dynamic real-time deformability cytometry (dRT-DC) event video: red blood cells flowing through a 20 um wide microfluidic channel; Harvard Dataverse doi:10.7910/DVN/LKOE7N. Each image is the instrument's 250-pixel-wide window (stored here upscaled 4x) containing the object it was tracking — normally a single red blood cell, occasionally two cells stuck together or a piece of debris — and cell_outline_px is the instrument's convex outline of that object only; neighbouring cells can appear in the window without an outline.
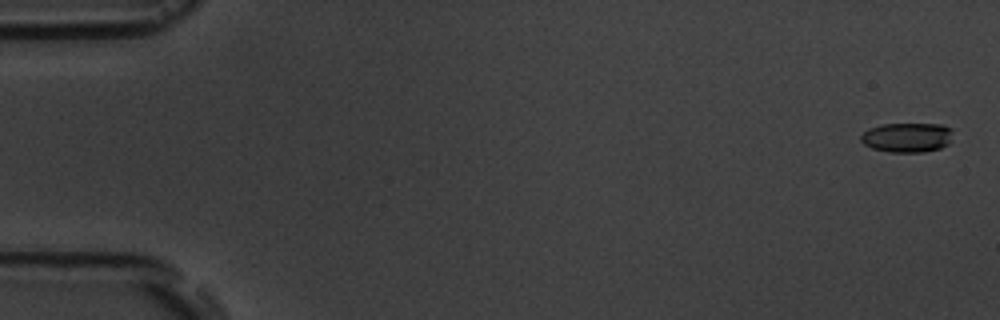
{"species": "common noctule bat (a hibernating species)", "species_latin": "Nyctalus noctula", "temperature_condition": "room temperature", "stored_images_in_passage": 9, "camera_frame_rate_fps": 3000, "um_per_image_px": 0.085, "animal": {"sex": "male", "body_mass_g": 19.5, "forearm_length_mm": 54.6}, "frame": {"image": 1, "passage_image": 1, "time_ms": 0.0, "image_size_px": [1000, 320], "cell_outline_px": [[952, 128], [948, 144], [940, 148], [924, 152], [888, 152], [872, 148], [864, 144], [860, 140], [860, 136], [868, 128], [880, 124], [944, 124]], "centroid_in_image_um": [77.08, 11.67], "position_along_channel_um": 7.9, "area_um2": 15.95}}
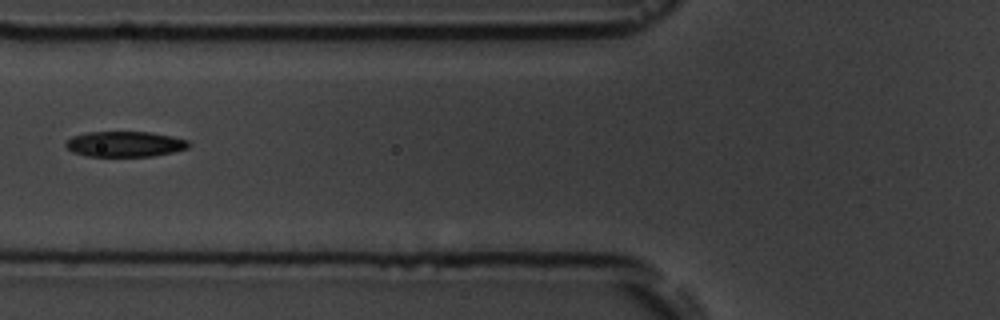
{"frame": {"image": 2, "passage_image": 7, "time_ms": 7.0, "image_size_px": [1000, 320], "cell_outline_px": [[192, 144], [188, 148], [172, 152], [152, 156], [88, 156], [72, 152], [64, 144], [72, 136], [88, 132], [148, 132], [172, 136], [188, 140]], "centroid_in_image_um": [10.63, 12.24], "position_along_channel_um": 115.2, "area_um2": 18.21}}
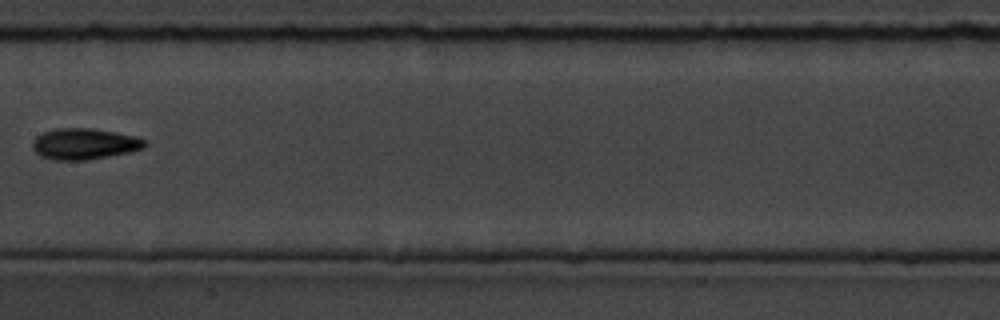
{"frame": {"image": 3, "passage_image": 9, "time_ms": 9.333, "image_size_px": [1000, 320], "cell_outline_px": [[148, 144], [144, 148], [128, 152], [88, 160], [56, 160], [40, 156], [32, 148], [32, 144], [36, 136], [44, 132], [56, 128], [92, 128], [116, 132], [136, 136], [144, 140]], "centroid_in_image_um": [7.17, 12.22], "position_along_channel_um": 200.2, "area_um2": 20.35}}